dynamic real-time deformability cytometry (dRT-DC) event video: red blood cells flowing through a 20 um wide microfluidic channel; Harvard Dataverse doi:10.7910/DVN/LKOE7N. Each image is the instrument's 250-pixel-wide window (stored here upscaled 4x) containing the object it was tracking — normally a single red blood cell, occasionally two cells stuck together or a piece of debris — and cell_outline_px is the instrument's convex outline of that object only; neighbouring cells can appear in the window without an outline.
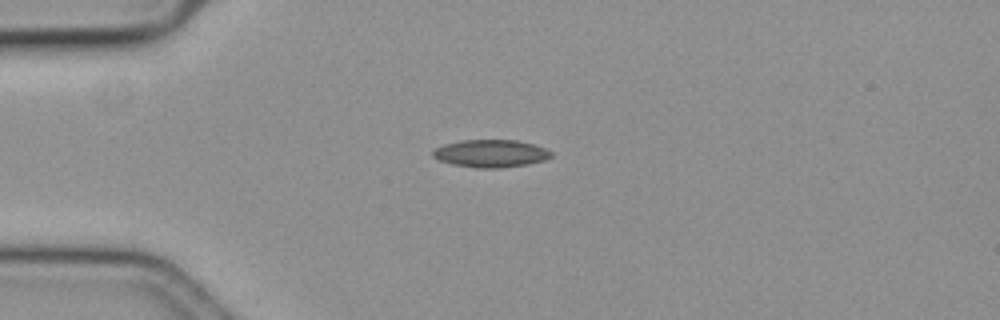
{"species": "common noctule bat (a hibernating species)", "species_latin": "Nyctalus noctula", "temperature_condition": "cold", "stored_images_in_passage": 44, "camera_frame_rate_fps": 3000, "um_per_image_px": 0.085, "animal": {"sex": "female", "body_mass_g": 19.3, "forearm_length_mm": 54.1}, "frame": {"image": 1, "passage_image": 1, "time_ms": 0.0, "image_size_px": [1000, 320], "cell_outline_px": [[552, 156], [544, 160], [524, 164], [500, 168], [476, 168], [452, 164], [440, 160], [432, 156], [432, 152], [436, 148], [444, 144], [460, 140], [516, 140], [532, 144], [544, 148], [552, 152]], "centroid_in_image_um": [41.68, 13.04], "position_along_channel_um": 43.3, "area_um2": 18.84}}
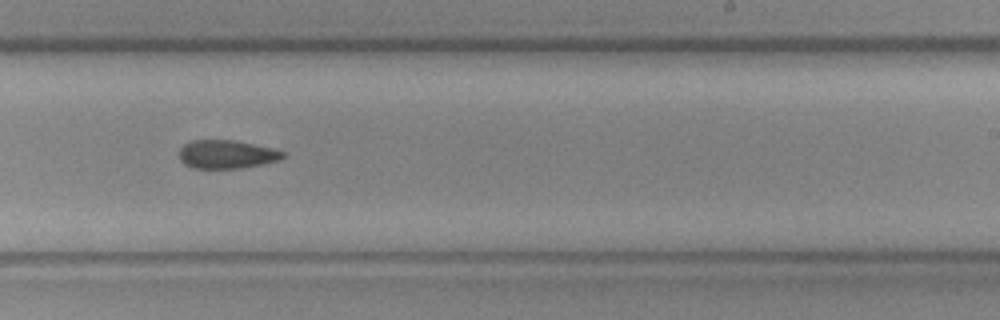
{"frame": {"image": 2, "passage_image": 22, "time_ms": 7.0, "image_size_px": [1000, 320], "cell_outline_px": [[284, 156], [280, 160], [240, 168], [192, 168], [184, 164], [180, 160], [180, 148], [184, 144], [192, 140], [232, 140], [272, 148], [284, 152]], "centroid_in_image_um": [19.23, 13.12], "position_along_channel_um": 269.8, "area_um2": 16.99}}
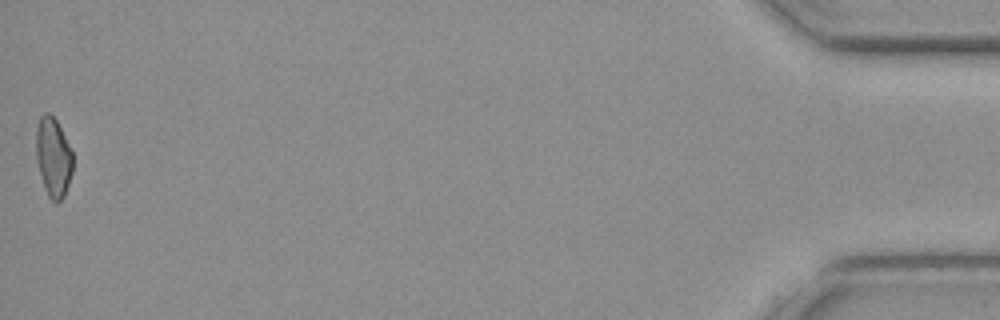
{"frame": {"image": 3, "passage_image": 44, "time_ms": 14.333, "image_size_px": [1000, 320], "cell_outline_px": [[72, 172], [64, 196], [56, 204], [48, 196], [36, 160], [36, 128], [40, 116], [44, 112], [48, 112], [56, 120], [72, 152]], "centroid_in_image_um": [4.51, 13.35], "position_along_channel_um": 430.7, "area_um2": 16.7}}